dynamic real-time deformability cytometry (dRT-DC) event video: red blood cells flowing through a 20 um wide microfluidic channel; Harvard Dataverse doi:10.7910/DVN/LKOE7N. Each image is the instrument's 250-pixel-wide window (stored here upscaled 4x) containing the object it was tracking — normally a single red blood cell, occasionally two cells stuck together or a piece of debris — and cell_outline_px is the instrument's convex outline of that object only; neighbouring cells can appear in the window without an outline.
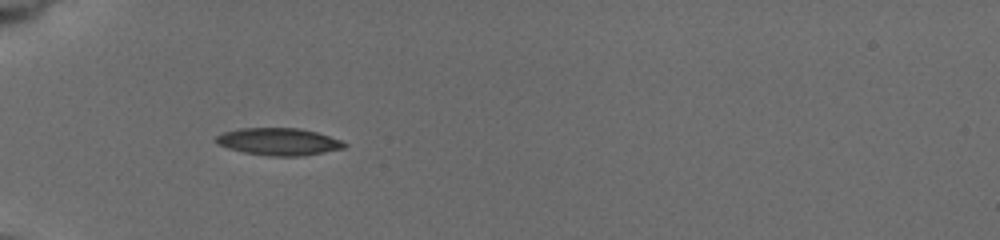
{"species": "common noctule bat (a hibernating species)", "species_latin": "Nyctalus noctula", "temperature_condition": "cold", "stored_images_in_passage": 9, "camera_frame_rate_fps": 3000, "um_per_image_px": 0.085, "animal": {"sex": "female", "body_mass_g": 19.5, "forearm_length_mm": 54.1}, "frame": {"image": 1, "passage_image": 8, "time_ms": 6.0, "image_size_px": [1000, 240], "cell_outline_px": [[348, 144], [344, 148], [324, 152], [300, 156], [272, 156], [244, 152], [228, 148], [216, 144], [212, 140], [216, 136], [224, 132], [240, 128], [300, 128], [316, 132], [340, 140]], "centroid_in_image_um": [23.65, 12.03], "position_along_channel_um": 61.4, "area_um2": 20.35}}